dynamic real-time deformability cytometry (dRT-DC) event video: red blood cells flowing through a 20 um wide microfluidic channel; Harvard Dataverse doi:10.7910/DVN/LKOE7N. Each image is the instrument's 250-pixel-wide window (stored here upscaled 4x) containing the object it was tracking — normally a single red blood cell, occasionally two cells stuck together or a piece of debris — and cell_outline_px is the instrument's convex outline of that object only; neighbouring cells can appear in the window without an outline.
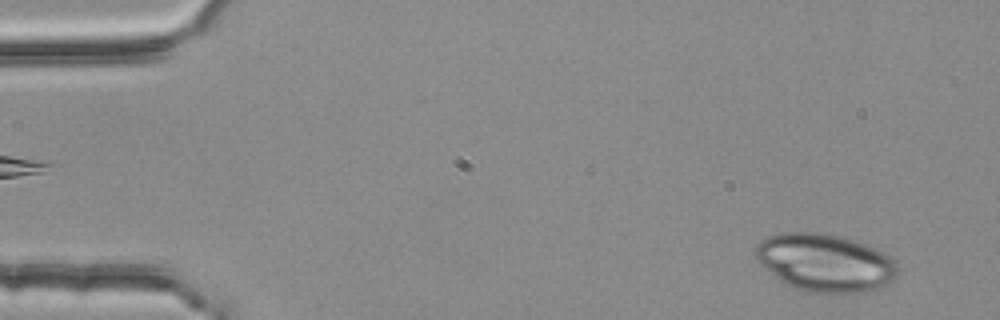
{"species": "common noctule bat (a hibernating species)", "species_latin": "Nyctalus noctula", "temperature_condition": "room temperature", "stored_images_in_passage": 51, "camera_frame_rate_fps": 3000, "um_per_image_px": 0.085, "animal": {"sex": "female", "body_mass_g": 25.1}, "frame": {"image": 1, "passage_image": 3, "time_ms": 0.667, "image_size_px": [1000, 320], "cell_outline_px": [[896, 276], [892, 280], [876, 288], [856, 292], [804, 292], [780, 280], [756, 260], [752, 256], [756, 248], [764, 236], [780, 232], [816, 232], [836, 236], [852, 240], [876, 248], [884, 252], [896, 264]], "centroid_in_image_um": [70.06, 22.3], "position_along_channel_um": 14.9, "area_um2": 47.22}}
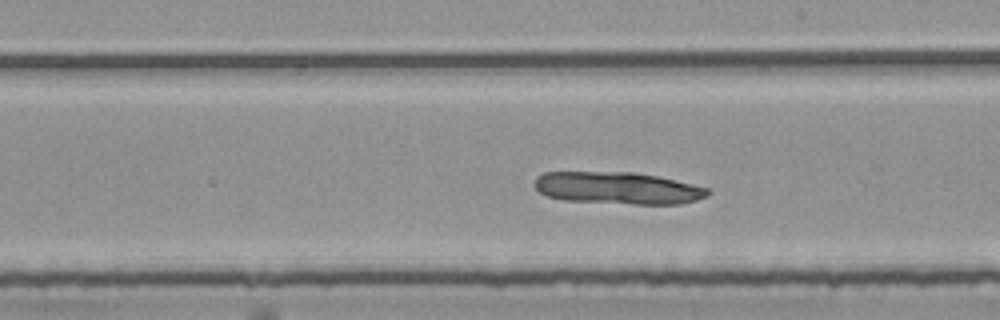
{"frame": {"image": 2, "passage_image": 30, "time_ms": 9.667, "image_size_px": [1000, 320], "cell_outline_px": [[712, 192], [708, 196], [696, 200], [680, 204], [636, 204], [564, 200], [548, 196], [540, 192], [532, 184], [536, 176], [544, 172], [632, 172], [656, 176], [708, 188]], "centroid_in_image_um": [52.49, 15.98], "position_along_channel_um": 236.5, "area_um2": 32.37}}
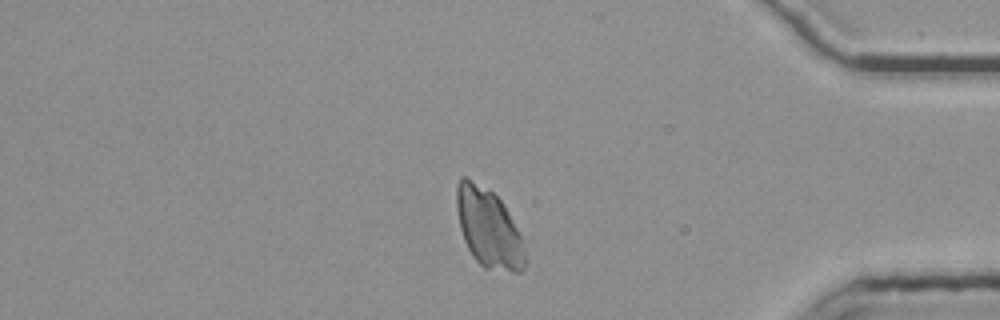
{"frame": {"image": 3, "passage_image": 45, "time_ms": 14.667, "image_size_px": [1000, 320], "cell_outline_px": [[528, 264], [520, 272], [512, 272], [484, 268], [472, 256], [464, 240], [460, 228], [456, 208], [456, 184], [460, 176], [464, 176], [492, 192], [500, 200], [516, 228], [520, 236], [528, 256]], "centroid_in_image_um": [41.53, 19.44], "position_along_channel_um": 393.7, "area_um2": 31.44}}